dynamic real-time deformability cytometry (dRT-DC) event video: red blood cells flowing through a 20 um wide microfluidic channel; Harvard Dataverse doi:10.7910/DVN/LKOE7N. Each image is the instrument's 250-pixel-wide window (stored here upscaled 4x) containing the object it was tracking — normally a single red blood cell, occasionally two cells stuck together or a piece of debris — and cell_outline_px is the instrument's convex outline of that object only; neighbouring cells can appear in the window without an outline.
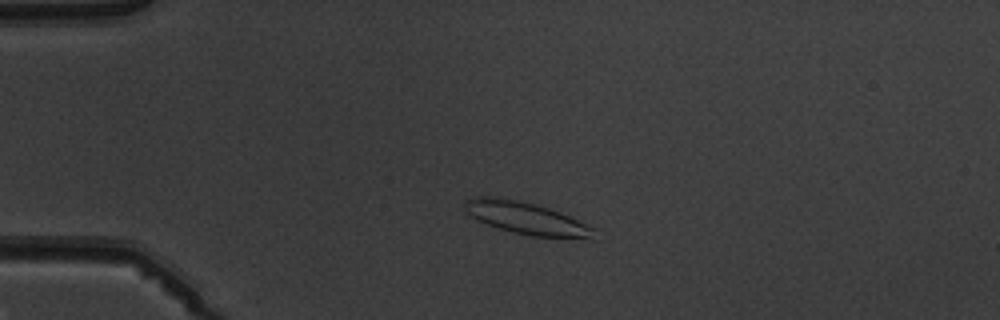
{"species": "common noctule bat (a hibernating species)", "species_latin": "Nyctalus noctula", "temperature_condition": "warm", "stored_images_in_passage": 4, "camera_frame_rate_fps": 3000, "um_per_image_px": 0.085, "animal": {"sex": "male", "body_mass_g": 19.5, "forearm_length_mm": 54.6}, "frame": {"image": 1, "passage_image": 2, "time_ms": 1.0, "image_size_px": [1000, 320], "cell_outline_px": [[596, 240], [592, 240], [532, 236], [512, 232], [476, 220], [464, 208], [464, 200], [476, 196], [496, 196], [516, 200], [548, 208], [560, 212], [596, 228]], "centroid_in_image_um": [44.81, 18.57], "position_along_channel_um": 40.2, "area_um2": 24.57}}
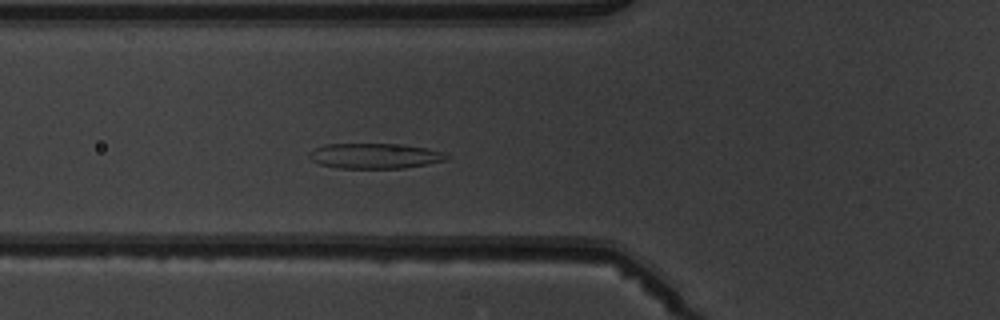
{"frame": {"image": 2, "passage_image": 4, "time_ms": 3.333, "image_size_px": [1000, 320], "cell_outline_px": [[448, 160], [428, 164], [404, 168], [336, 168], [320, 164], [312, 160], [308, 156], [308, 152], [324, 144], [404, 144], [428, 148], [440, 152], [448, 156]], "centroid_in_image_um": [31.85, 13.25], "position_along_channel_um": 93.9, "area_um2": 20.29}}